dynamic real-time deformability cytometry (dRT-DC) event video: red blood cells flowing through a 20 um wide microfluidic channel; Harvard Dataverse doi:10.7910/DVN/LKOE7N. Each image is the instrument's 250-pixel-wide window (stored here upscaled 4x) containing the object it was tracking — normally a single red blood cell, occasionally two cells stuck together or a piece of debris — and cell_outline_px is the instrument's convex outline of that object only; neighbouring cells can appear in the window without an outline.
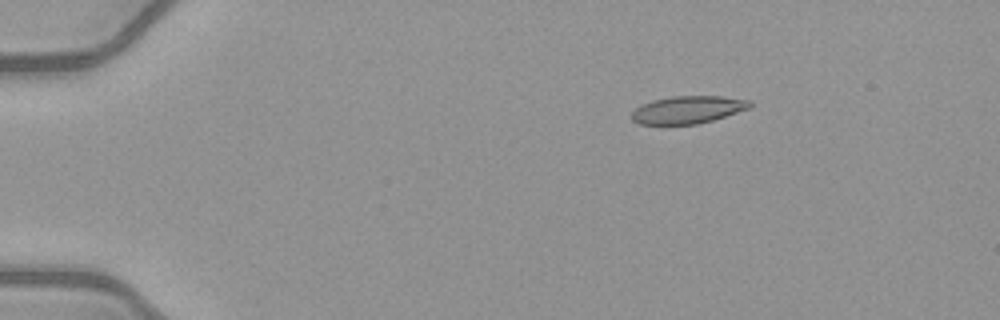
{"species": "common noctule bat (a hibernating species)", "species_latin": "Nyctalus noctula", "temperature_condition": "warm", "stored_images_in_passage": 44, "camera_frame_rate_fps": 3000, "um_per_image_px": 0.085, "animal": {"sex": "female", "body_mass_g": 21.9}, "frame": {"image": 1, "passage_image": 1, "time_ms": 0.0, "image_size_px": [1000, 320], "cell_outline_px": [[752, 108], [712, 120], [696, 124], [640, 124], [632, 120], [632, 112], [640, 104], [652, 100], [672, 96], [720, 96], [752, 100]], "centroid_in_image_um": [58.49, 9.31], "position_along_channel_um": 26.5, "area_um2": 19.07}}
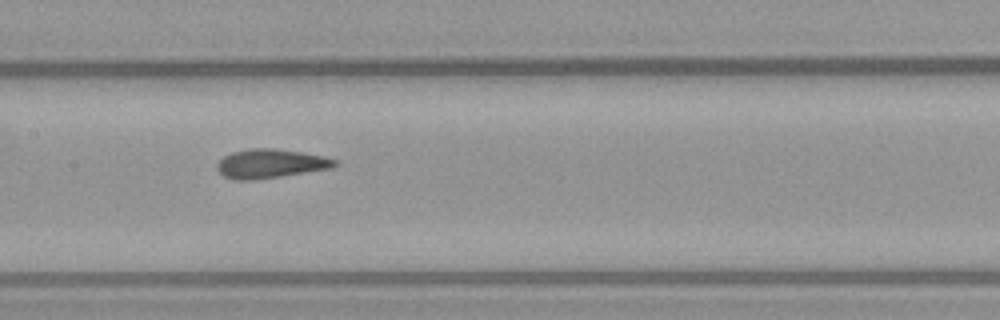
{"frame": {"image": 2, "passage_image": 19, "time_ms": 6.0, "image_size_px": [1000, 320], "cell_outline_px": [[336, 164], [332, 168], [256, 180], [232, 180], [224, 176], [216, 168], [216, 164], [224, 156], [232, 152], [248, 148], [272, 148], [300, 152], [324, 156], [336, 160]], "centroid_in_image_um": [22.95, 13.91], "position_along_channel_um": 184.5, "area_um2": 19.88}}
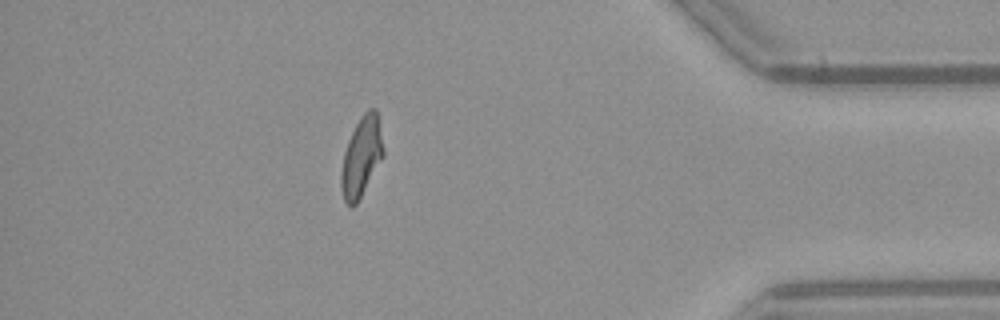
{"frame": {"image": 3, "passage_image": 38, "time_ms": 12.333, "image_size_px": [1000, 320], "cell_outline_px": [[384, 156], [356, 204], [348, 204], [344, 200], [340, 188], [340, 172], [344, 152], [348, 140], [360, 116], [368, 108], [376, 108], [384, 148]], "centroid_in_image_um": [30.72, 13.29], "position_along_channel_um": 404.5, "area_um2": 19.54}, "authors_computed_cell_mechanics": {"area_um2": 19.4786, "velocity_mm_per_s": 4.0834, "shape_relaxation_time_tau1_ms": null, "shape_relaxation_time_tau2_ms": 0.8207, "deformation_change_tau1": null, "deformation_change_tau2": 0.0847}}